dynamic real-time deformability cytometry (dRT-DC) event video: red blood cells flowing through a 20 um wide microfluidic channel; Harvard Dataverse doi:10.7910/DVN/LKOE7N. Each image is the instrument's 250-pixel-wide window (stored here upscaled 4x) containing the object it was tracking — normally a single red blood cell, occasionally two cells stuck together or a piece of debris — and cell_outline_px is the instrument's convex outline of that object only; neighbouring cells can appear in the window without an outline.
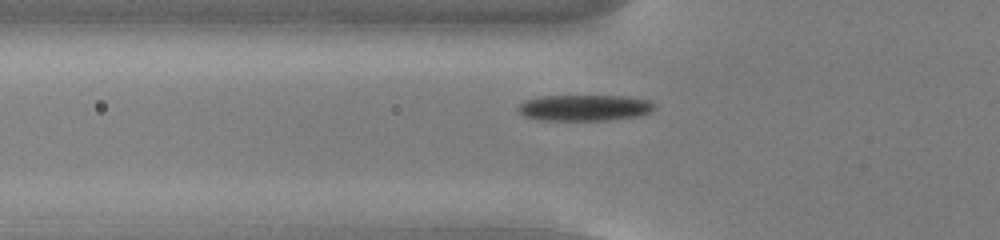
{"species": "common noctule bat (a hibernating species)", "species_latin": "Nyctalus noctula", "temperature_condition": "cold", "stored_images_in_passage": 34, "camera_frame_rate_fps": 3000, "um_per_image_px": 0.085, "animal": {"sex": "male", "body_mass_g": 13.0, "forearm_length_mm": 53.1}, "frame": {"image": 1, "passage_image": 3, "time_ms": 0.667, "image_size_px": [1000, 240], "cell_outline_px": [[656, 108], [648, 112], [636, 116], [608, 120], [540, 120], [524, 116], [516, 108], [524, 100], [540, 96], [624, 96], [648, 100], [656, 104]], "centroid_in_image_um": [49.65, 9.15], "position_along_channel_um": 76.1, "area_um2": 20.69}}
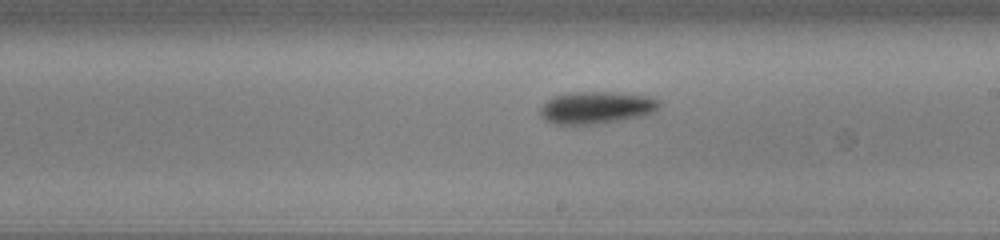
{"frame": {"image": 2, "passage_image": 16, "time_ms": 5.0, "image_size_px": [1000, 240], "cell_outline_px": [[660, 104], [652, 112], [640, 116], [596, 124], [552, 124], [540, 116], [540, 108], [552, 96], [568, 92], [612, 92], [652, 96], [660, 100]], "centroid_in_image_um": [50.66, 9.13], "position_along_channel_um": 238.3, "area_um2": 22.31}}
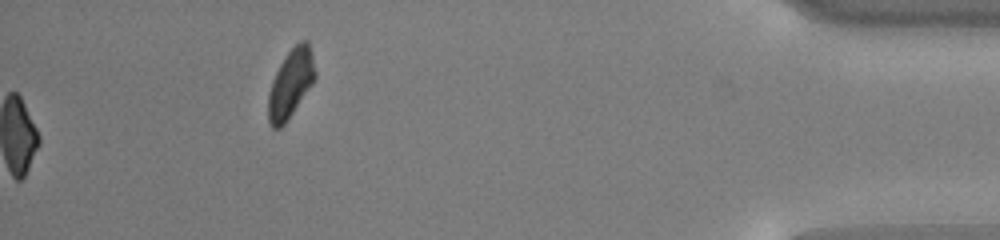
{"frame": {"image": 3, "passage_image": 34, "time_ms": 11.0, "image_size_px": [1000, 240], "cell_outline_px": [[316, 76], [312, 84], [288, 120], [280, 128], [272, 128], [268, 124], [268, 96], [272, 80], [280, 64], [288, 52], [300, 40], [308, 40], [316, 72]], "centroid_in_image_um": [24.7, 7.12], "position_along_channel_um": 410.5, "area_um2": 18.61}, "authors_computed_cell_mechanics": {"area_um2": 20.6057, "velocity_mm_per_s": 3.7446, "shape_relaxation_time_tau1_ms": 2.5609, "shape_relaxation_time_tau2_ms": null, "deformation_change_tau1": 0.1244, "deformation_change_tau2": null}}